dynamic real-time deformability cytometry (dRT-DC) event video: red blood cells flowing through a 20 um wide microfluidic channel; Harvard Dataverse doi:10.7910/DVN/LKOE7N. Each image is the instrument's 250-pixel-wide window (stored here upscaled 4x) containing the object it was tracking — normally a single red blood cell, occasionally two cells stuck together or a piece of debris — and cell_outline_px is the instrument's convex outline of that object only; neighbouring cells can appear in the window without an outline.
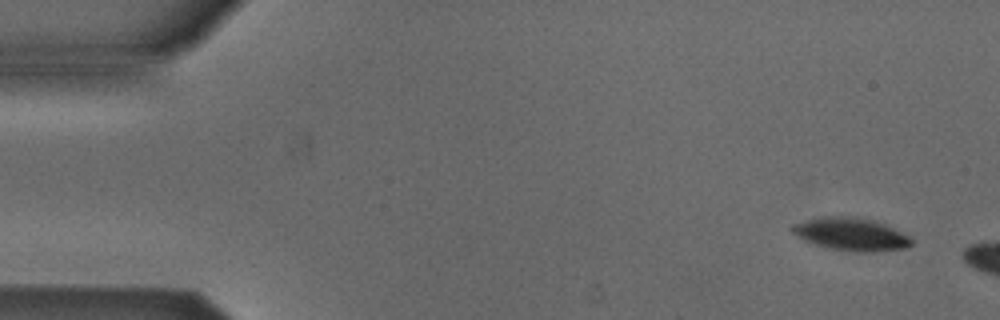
{"species": "Egyptian fruit bat (a non-hibernating species)", "species_latin": "Rousettus aegyptiacus", "temperature_condition": "cold", "stored_images_in_passage": 3, "camera_frame_rate_fps": 3000, "um_per_image_px": 0.085, "animal": {"sex": "male"}, "frame": {"image": 1, "passage_image": 1, "time_ms": 0.0, "image_size_px": [1000, 320], "cell_outline_px": [[912, 244], [904, 248], [872, 252], [856, 252], [832, 248], [812, 244], [804, 240], [792, 232], [792, 224], [824, 216], [852, 216], [872, 220], [884, 224], [908, 236], [912, 240]], "centroid_in_image_um": [72.32, 19.91], "position_along_channel_um": 12.7, "area_um2": 22.43}}